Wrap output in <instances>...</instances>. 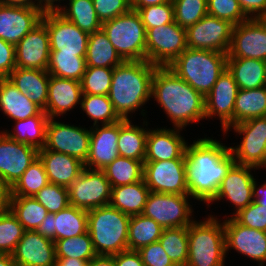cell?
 Here are the masks:
<instances>
[{"label":"cell","instance_id":"1","mask_svg":"<svg viewBox=\"0 0 266 266\" xmlns=\"http://www.w3.org/2000/svg\"><path fill=\"white\" fill-rule=\"evenodd\" d=\"M186 181L188 194L209 203L235 159L230 148L217 140L203 138L186 145Z\"/></svg>","mask_w":266,"mask_h":266},{"label":"cell","instance_id":"2","mask_svg":"<svg viewBox=\"0 0 266 266\" xmlns=\"http://www.w3.org/2000/svg\"><path fill=\"white\" fill-rule=\"evenodd\" d=\"M151 98L164 109L175 128L205 119V97L168 67H156Z\"/></svg>","mask_w":266,"mask_h":266},{"label":"cell","instance_id":"3","mask_svg":"<svg viewBox=\"0 0 266 266\" xmlns=\"http://www.w3.org/2000/svg\"><path fill=\"white\" fill-rule=\"evenodd\" d=\"M156 67L147 60L123 61L114 67L108 96L121 119L128 120L129 113L151 98Z\"/></svg>","mask_w":266,"mask_h":266},{"label":"cell","instance_id":"4","mask_svg":"<svg viewBox=\"0 0 266 266\" xmlns=\"http://www.w3.org/2000/svg\"><path fill=\"white\" fill-rule=\"evenodd\" d=\"M168 68L205 97L227 68V53L186 48Z\"/></svg>","mask_w":266,"mask_h":266},{"label":"cell","instance_id":"5","mask_svg":"<svg viewBox=\"0 0 266 266\" xmlns=\"http://www.w3.org/2000/svg\"><path fill=\"white\" fill-rule=\"evenodd\" d=\"M88 233L97 255L113 256L128 250V228L131 216L110 206L87 211Z\"/></svg>","mask_w":266,"mask_h":266},{"label":"cell","instance_id":"6","mask_svg":"<svg viewBox=\"0 0 266 266\" xmlns=\"http://www.w3.org/2000/svg\"><path fill=\"white\" fill-rule=\"evenodd\" d=\"M226 255L224 222L211 215L188 226L186 266H224Z\"/></svg>","mask_w":266,"mask_h":266},{"label":"cell","instance_id":"7","mask_svg":"<svg viewBox=\"0 0 266 266\" xmlns=\"http://www.w3.org/2000/svg\"><path fill=\"white\" fill-rule=\"evenodd\" d=\"M106 34L123 61L146 60V28L135 10L102 23Z\"/></svg>","mask_w":266,"mask_h":266},{"label":"cell","instance_id":"8","mask_svg":"<svg viewBox=\"0 0 266 266\" xmlns=\"http://www.w3.org/2000/svg\"><path fill=\"white\" fill-rule=\"evenodd\" d=\"M146 32V60L157 67H168L187 48L186 29L175 21Z\"/></svg>","mask_w":266,"mask_h":266},{"label":"cell","instance_id":"9","mask_svg":"<svg viewBox=\"0 0 266 266\" xmlns=\"http://www.w3.org/2000/svg\"><path fill=\"white\" fill-rule=\"evenodd\" d=\"M189 196L150 192L142 214L163 228L188 227L194 221Z\"/></svg>","mask_w":266,"mask_h":266},{"label":"cell","instance_id":"10","mask_svg":"<svg viewBox=\"0 0 266 266\" xmlns=\"http://www.w3.org/2000/svg\"><path fill=\"white\" fill-rule=\"evenodd\" d=\"M231 127L244 135L240 145L229 147L235 163L256 169L266 167V116L252 118Z\"/></svg>","mask_w":266,"mask_h":266},{"label":"cell","instance_id":"11","mask_svg":"<svg viewBox=\"0 0 266 266\" xmlns=\"http://www.w3.org/2000/svg\"><path fill=\"white\" fill-rule=\"evenodd\" d=\"M68 191L70 205L89 211L109 205L112 186L103 170L85 167Z\"/></svg>","mask_w":266,"mask_h":266},{"label":"cell","instance_id":"12","mask_svg":"<svg viewBox=\"0 0 266 266\" xmlns=\"http://www.w3.org/2000/svg\"><path fill=\"white\" fill-rule=\"evenodd\" d=\"M41 21L46 25L50 54H74L85 57L89 35L58 12L43 13Z\"/></svg>","mask_w":266,"mask_h":266},{"label":"cell","instance_id":"13","mask_svg":"<svg viewBox=\"0 0 266 266\" xmlns=\"http://www.w3.org/2000/svg\"><path fill=\"white\" fill-rule=\"evenodd\" d=\"M187 159L144 162L143 180L150 192L189 195L186 181Z\"/></svg>","mask_w":266,"mask_h":266},{"label":"cell","instance_id":"14","mask_svg":"<svg viewBox=\"0 0 266 266\" xmlns=\"http://www.w3.org/2000/svg\"><path fill=\"white\" fill-rule=\"evenodd\" d=\"M54 119L48 120L44 147L47 150L75 157L85 163L89 154L91 128L86 130V128L67 125Z\"/></svg>","mask_w":266,"mask_h":266},{"label":"cell","instance_id":"15","mask_svg":"<svg viewBox=\"0 0 266 266\" xmlns=\"http://www.w3.org/2000/svg\"><path fill=\"white\" fill-rule=\"evenodd\" d=\"M234 25L210 15L186 29L187 48L228 53Z\"/></svg>","mask_w":266,"mask_h":266},{"label":"cell","instance_id":"16","mask_svg":"<svg viewBox=\"0 0 266 266\" xmlns=\"http://www.w3.org/2000/svg\"><path fill=\"white\" fill-rule=\"evenodd\" d=\"M39 157V149L0 132V178L12 188Z\"/></svg>","mask_w":266,"mask_h":266},{"label":"cell","instance_id":"17","mask_svg":"<svg viewBox=\"0 0 266 266\" xmlns=\"http://www.w3.org/2000/svg\"><path fill=\"white\" fill-rule=\"evenodd\" d=\"M227 58L266 61V26L258 18L234 26Z\"/></svg>","mask_w":266,"mask_h":266},{"label":"cell","instance_id":"18","mask_svg":"<svg viewBox=\"0 0 266 266\" xmlns=\"http://www.w3.org/2000/svg\"><path fill=\"white\" fill-rule=\"evenodd\" d=\"M238 90V85L226 68L205 96V118L218 116L224 132L234 125V105Z\"/></svg>","mask_w":266,"mask_h":266},{"label":"cell","instance_id":"19","mask_svg":"<svg viewBox=\"0 0 266 266\" xmlns=\"http://www.w3.org/2000/svg\"><path fill=\"white\" fill-rule=\"evenodd\" d=\"M50 52L49 34L41 21L15 45L16 68L47 70Z\"/></svg>","mask_w":266,"mask_h":266},{"label":"cell","instance_id":"20","mask_svg":"<svg viewBox=\"0 0 266 266\" xmlns=\"http://www.w3.org/2000/svg\"><path fill=\"white\" fill-rule=\"evenodd\" d=\"M226 253L233 248L252 260L266 261V232L237 223L232 217L224 220Z\"/></svg>","mask_w":266,"mask_h":266},{"label":"cell","instance_id":"21","mask_svg":"<svg viewBox=\"0 0 266 266\" xmlns=\"http://www.w3.org/2000/svg\"><path fill=\"white\" fill-rule=\"evenodd\" d=\"M87 225V211L69 205L58 213H48L35 231L55 242L86 233Z\"/></svg>","mask_w":266,"mask_h":266},{"label":"cell","instance_id":"22","mask_svg":"<svg viewBox=\"0 0 266 266\" xmlns=\"http://www.w3.org/2000/svg\"><path fill=\"white\" fill-rule=\"evenodd\" d=\"M42 16L43 13L37 7L0 4V38L16 45L41 22Z\"/></svg>","mask_w":266,"mask_h":266},{"label":"cell","instance_id":"23","mask_svg":"<svg viewBox=\"0 0 266 266\" xmlns=\"http://www.w3.org/2000/svg\"><path fill=\"white\" fill-rule=\"evenodd\" d=\"M252 169L255 168L235 163L223 178L217 194L207 205L224 197L236 206V213L246 208L253 202V182L256 179L250 174Z\"/></svg>","mask_w":266,"mask_h":266},{"label":"cell","instance_id":"24","mask_svg":"<svg viewBox=\"0 0 266 266\" xmlns=\"http://www.w3.org/2000/svg\"><path fill=\"white\" fill-rule=\"evenodd\" d=\"M12 256L17 266H55V242L35 230L24 231Z\"/></svg>","mask_w":266,"mask_h":266},{"label":"cell","instance_id":"25","mask_svg":"<svg viewBox=\"0 0 266 266\" xmlns=\"http://www.w3.org/2000/svg\"><path fill=\"white\" fill-rule=\"evenodd\" d=\"M91 128L89 154L84 166L89 169L103 170L117 157L119 122Z\"/></svg>","mask_w":266,"mask_h":266},{"label":"cell","instance_id":"26","mask_svg":"<svg viewBox=\"0 0 266 266\" xmlns=\"http://www.w3.org/2000/svg\"><path fill=\"white\" fill-rule=\"evenodd\" d=\"M176 130V131H175ZM180 128L148 130L144 162L187 159V143L180 135Z\"/></svg>","mask_w":266,"mask_h":266},{"label":"cell","instance_id":"27","mask_svg":"<svg viewBox=\"0 0 266 266\" xmlns=\"http://www.w3.org/2000/svg\"><path fill=\"white\" fill-rule=\"evenodd\" d=\"M81 84L77 80L51 76L48 84V99L44 112L49 118L65 114L81 104Z\"/></svg>","mask_w":266,"mask_h":266},{"label":"cell","instance_id":"28","mask_svg":"<svg viewBox=\"0 0 266 266\" xmlns=\"http://www.w3.org/2000/svg\"><path fill=\"white\" fill-rule=\"evenodd\" d=\"M39 158L42 160L49 183L68 188L71 183L82 173L85 166L79 159L47 150L39 149Z\"/></svg>","mask_w":266,"mask_h":266},{"label":"cell","instance_id":"29","mask_svg":"<svg viewBox=\"0 0 266 266\" xmlns=\"http://www.w3.org/2000/svg\"><path fill=\"white\" fill-rule=\"evenodd\" d=\"M49 78L47 70L23 68H15L8 77L22 94H26L42 110L47 105Z\"/></svg>","mask_w":266,"mask_h":266},{"label":"cell","instance_id":"30","mask_svg":"<svg viewBox=\"0 0 266 266\" xmlns=\"http://www.w3.org/2000/svg\"><path fill=\"white\" fill-rule=\"evenodd\" d=\"M0 110L15 121L36 116L42 111L8 78H0Z\"/></svg>","mask_w":266,"mask_h":266},{"label":"cell","instance_id":"31","mask_svg":"<svg viewBox=\"0 0 266 266\" xmlns=\"http://www.w3.org/2000/svg\"><path fill=\"white\" fill-rule=\"evenodd\" d=\"M150 189L144 180L133 184L112 187L109 205L129 215H139L143 213Z\"/></svg>","mask_w":266,"mask_h":266},{"label":"cell","instance_id":"32","mask_svg":"<svg viewBox=\"0 0 266 266\" xmlns=\"http://www.w3.org/2000/svg\"><path fill=\"white\" fill-rule=\"evenodd\" d=\"M227 69L239 89H256L265 86V61L227 58Z\"/></svg>","mask_w":266,"mask_h":266},{"label":"cell","instance_id":"33","mask_svg":"<svg viewBox=\"0 0 266 266\" xmlns=\"http://www.w3.org/2000/svg\"><path fill=\"white\" fill-rule=\"evenodd\" d=\"M129 119L119 121L118 153L121 157L145 160L148 129L132 125Z\"/></svg>","mask_w":266,"mask_h":266},{"label":"cell","instance_id":"34","mask_svg":"<svg viewBox=\"0 0 266 266\" xmlns=\"http://www.w3.org/2000/svg\"><path fill=\"white\" fill-rule=\"evenodd\" d=\"M87 67L114 68L123 60L102 29L91 33L85 55Z\"/></svg>","mask_w":266,"mask_h":266},{"label":"cell","instance_id":"35","mask_svg":"<svg viewBox=\"0 0 266 266\" xmlns=\"http://www.w3.org/2000/svg\"><path fill=\"white\" fill-rule=\"evenodd\" d=\"M265 116L266 86L256 89H239L234 105V125Z\"/></svg>","mask_w":266,"mask_h":266},{"label":"cell","instance_id":"36","mask_svg":"<svg viewBox=\"0 0 266 266\" xmlns=\"http://www.w3.org/2000/svg\"><path fill=\"white\" fill-rule=\"evenodd\" d=\"M49 117L42 110L38 115L29 117L25 120H17L14 131L4 133L17 142L26 143L37 149L44 148L46 143V126ZM38 138V139H37Z\"/></svg>","mask_w":266,"mask_h":266},{"label":"cell","instance_id":"37","mask_svg":"<svg viewBox=\"0 0 266 266\" xmlns=\"http://www.w3.org/2000/svg\"><path fill=\"white\" fill-rule=\"evenodd\" d=\"M163 227L143 214L131 216L128 228V250L138 251L161 237Z\"/></svg>","mask_w":266,"mask_h":266},{"label":"cell","instance_id":"38","mask_svg":"<svg viewBox=\"0 0 266 266\" xmlns=\"http://www.w3.org/2000/svg\"><path fill=\"white\" fill-rule=\"evenodd\" d=\"M69 2V7L64 6V9L58 11L60 15L88 34L101 29L102 22L97 17L92 0H69Z\"/></svg>","mask_w":266,"mask_h":266},{"label":"cell","instance_id":"39","mask_svg":"<svg viewBox=\"0 0 266 266\" xmlns=\"http://www.w3.org/2000/svg\"><path fill=\"white\" fill-rule=\"evenodd\" d=\"M144 161L132 158L117 157L103 169L112 187L133 184L143 179Z\"/></svg>","mask_w":266,"mask_h":266},{"label":"cell","instance_id":"40","mask_svg":"<svg viewBox=\"0 0 266 266\" xmlns=\"http://www.w3.org/2000/svg\"><path fill=\"white\" fill-rule=\"evenodd\" d=\"M9 209L25 231L36 230L49 213L34 197H10Z\"/></svg>","mask_w":266,"mask_h":266},{"label":"cell","instance_id":"41","mask_svg":"<svg viewBox=\"0 0 266 266\" xmlns=\"http://www.w3.org/2000/svg\"><path fill=\"white\" fill-rule=\"evenodd\" d=\"M158 241L176 266H186L188 227L164 228Z\"/></svg>","mask_w":266,"mask_h":266},{"label":"cell","instance_id":"42","mask_svg":"<svg viewBox=\"0 0 266 266\" xmlns=\"http://www.w3.org/2000/svg\"><path fill=\"white\" fill-rule=\"evenodd\" d=\"M49 183L42 160L38 157L33 161L21 178L11 188L10 197H34Z\"/></svg>","mask_w":266,"mask_h":266},{"label":"cell","instance_id":"43","mask_svg":"<svg viewBox=\"0 0 266 266\" xmlns=\"http://www.w3.org/2000/svg\"><path fill=\"white\" fill-rule=\"evenodd\" d=\"M81 108L94 121L93 126L102 122V125L114 124L122 120L115 112L108 95L83 94Z\"/></svg>","mask_w":266,"mask_h":266},{"label":"cell","instance_id":"44","mask_svg":"<svg viewBox=\"0 0 266 266\" xmlns=\"http://www.w3.org/2000/svg\"><path fill=\"white\" fill-rule=\"evenodd\" d=\"M85 57L74 54H50L47 71L49 75L81 81L86 71Z\"/></svg>","mask_w":266,"mask_h":266},{"label":"cell","instance_id":"45","mask_svg":"<svg viewBox=\"0 0 266 266\" xmlns=\"http://www.w3.org/2000/svg\"><path fill=\"white\" fill-rule=\"evenodd\" d=\"M56 258H75L89 261L97 254L88 231L76 237L55 241Z\"/></svg>","mask_w":266,"mask_h":266},{"label":"cell","instance_id":"46","mask_svg":"<svg viewBox=\"0 0 266 266\" xmlns=\"http://www.w3.org/2000/svg\"><path fill=\"white\" fill-rule=\"evenodd\" d=\"M174 6V21L182 28L196 24L208 15L207 0H172Z\"/></svg>","mask_w":266,"mask_h":266},{"label":"cell","instance_id":"47","mask_svg":"<svg viewBox=\"0 0 266 266\" xmlns=\"http://www.w3.org/2000/svg\"><path fill=\"white\" fill-rule=\"evenodd\" d=\"M24 228L9 209L0 214V254H13L24 234Z\"/></svg>","mask_w":266,"mask_h":266},{"label":"cell","instance_id":"48","mask_svg":"<svg viewBox=\"0 0 266 266\" xmlns=\"http://www.w3.org/2000/svg\"><path fill=\"white\" fill-rule=\"evenodd\" d=\"M114 68L86 67L80 81L82 93L90 95H108Z\"/></svg>","mask_w":266,"mask_h":266},{"label":"cell","instance_id":"49","mask_svg":"<svg viewBox=\"0 0 266 266\" xmlns=\"http://www.w3.org/2000/svg\"><path fill=\"white\" fill-rule=\"evenodd\" d=\"M34 198L42 204L49 213H58L70 205L68 188L48 183Z\"/></svg>","mask_w":266,"mask_h":266},{"label":"cell","instance_id":"50","mask_svg":"<svg viewBox=\"0 0 266 266\" xmlns=\"http://www.w3.org/2000/svg\"><path fill=\"white\" fill-rule=\"evenodd\" d=\"M207 2L208 15L228 21L234 26L249 19L238 0H207Z\"/></svg>","mask_w":266,"mask_h":266},{"label":"cell","instance_id":"51","mask_svg":"<svg viewBox=\"0 0 266 266\" xmlns=\"http://www.w3.org/2000/svg\"><path fill=\"white\" fill-rule=\"evenodd\" d=\"M146 28L159 27L174 21V6L172 0L167 3L143 7L137 11Z\"/></svg>","mask_w":266,"mask_h":266},{"label":"cell","instance_id":"52","mask_svg":"<svg viewBox=\"0 0 266 266\" xmlns=\"http://www.w3.org/2000/svg\"><path fill=\"white\" fill-rule=\"evenodd\" d=\"M231 217L241 225L266 232V206L255 201L237 213L234 212Z\"/></svg>","mask_w":266,"mask_h":266},{"label":"cell","instance_id":"53","mask_svg":"<svg viewBox=\"0 0 266 266\" xmlns=\"http://www.w3.org/2000/svg\"><path fill=\"white\" fill-rule=\"evenodd\" d=\"M97 17L103 23L131 10V0H92Z\"/></svg>","mask_w":266,"mask_h":266},{"label":"cell","instance_id":"54","mask_svg":"<svg viewBox=\"0 0 266 266\" xmlns=\"http://www.w3.org/2000/svg\"><path fill=\"white\" fill-rule=\"evenodd\" d=\"M144 266H176L159 241L153 242L137 251Z\"/></svg>","mask_w":266,"mask_h":266},{"label":"cell","instance_id":"55","mask_svg":"<svg viewBox=\"0 0 266 266\" xmlns=\"http://www.w3.org/2000/svg\"><path fill=\"white\" fill-rule=\"evenodd\" d=\"M15 68V45L0 38V78H8Z\"/></svg>","mask_w":266,"mask_h":266},{"label":"cell","instance_id":"56","mask_svg":"<svg viewBox=\"0 0 266 266\" xmlns=\"http://www.w3.org/2000/svg\"><path fill=\"white\" fill-rule=\"evenodd\" d=\"M238 2L248 18H259L266 11V0H238Z\"/></svg>","mask_w":266,"mask_h":266},{"label":"cell","instance_id":"57","mask_svg":"<svg viewBox=\"0 0 266 266\" xmlns=\"http://www.w3.org/2000/svg\"><path fill=\"white\" fill-rule=\"evenodd\" d=\"M113 256L116 266H144L137 251L126 250Z\"/></svg>","mask_w":266,"mask_h":266},{"label":"cell","instance_id":"58","mask_svg":"<svg viewBox=\"0 0 266 266\" xmlns=\"http://www.w3.org/2000/svg\"><path fill=\"white\" fill-rule=\"evenodd\" d=\"M11 188L0 178V214L9 210Z\"/></svg>","mask_w":266,"mask_h":266},{"label":"cell","instance_id":"59","mask_svg":"<svg viewBox=\"0 0 266 266\" xmlns=\"http://www.w3.org/2000/svg\"><path fill=\"white\" fill-rule=\"evenodd\" d=\"M87 266H116L114 256L96 255L88 261Z\"/></svg>","mask_w":266,"mask_h":266},{"label":"cell","instance_id":"60","mask_svg":"<svg viewBox=\"0 0 266 266\" xmlns=\"http://www.w3.org/2000/svg\"><path fill=\"white\" fill-rule=\"evenodd\" d=\"M257 182H253V201L260 204L261 206H266V183L257 188Z\"/></svg>","mask_w":266,"mask_h":266},{"label":"cell","instance_id":"61","mask_svg":"<svg viewBox=\"0 0 266 266\" xmlns=\"http://www.w3.org/2000/svg\"><path fill=\"white\" fill-rule=\"evenodd\" d=\"M37 2V8L42 12V13H47V12H58L62 7H59L58 4H54L56 1H61V0H35ZM44 2V3H43Z\"/></svg>","mask_w":266,"mask_h":266},{"label":"cell","instance_id":"62","mask_svg":"<svg viewBox=\"0 0 266 266\" xmlns=\"http://www.w3.org/2000/svg\"><path fill=\"white\" fill-rule=\"evenodd\" d=\"M170 1L171 0H131V9L138 11L143 7L159 5Z\"/></svg>","mask_w":266,"mask_h":266},{"label":"cell","instance_id":"63","mask_svg":"<svg viewBox=\"0 0 266 266\" xmlns=\"http://www.w3.org/2000/svg\"><path fill=\"white\" fill-rule=\"evenodd\" d=\"M88 261L73 258H56L55 266H87Z\"/></svg>","mask_w":266,"mask_h":266},{"label":"cell","instance_id":"64","mask_svg":"<svg viewBox=\"0 0 266 266\" xmlns=\"http://www.w3.org/2000/svg\"><path fill=\"white\" fill-rule=\"evenodd\" d=\"M0 4L6 6L37 7L33 0H0Z\"/></svg>","mask_w":266,"mask_h":266},{"label":"cell","instance_id":"65","mask_svg":"<svg viewBox=\"0 0 266 266\" xmlns=\"http://www.w3.org/2000/svg\"><path fill=\"white\" fill-rule=\"evenodd\" d=\"M0 266H17L11 254H0Z\"/></svg>","mask_w":266,"mask_h":266},{"label":"cell","instance_id":"66","mask_svg":"<svg viewBox=\"0 0 266 266\" xmlns=\"http://www.w3.org/2000/svg\"><path fill=\"white\" fill-rule=\"evenodd\" d=\"M258 19L266 26V11Z\"/></svg>","mask_w":266,"mask_h":266},{"label":"cell","instance_id":"67","mask_svg":"<svg viewBox=\"0 0 266 266\" xmlns=\"http://www.w3.org/2000/svg\"><path fill=\"white\" fill-rule=\"evenodd\" d=\"M265 86H266V61H265Z\"/></svg>","mask_w":266,"mask_h":266}]
</instances>
